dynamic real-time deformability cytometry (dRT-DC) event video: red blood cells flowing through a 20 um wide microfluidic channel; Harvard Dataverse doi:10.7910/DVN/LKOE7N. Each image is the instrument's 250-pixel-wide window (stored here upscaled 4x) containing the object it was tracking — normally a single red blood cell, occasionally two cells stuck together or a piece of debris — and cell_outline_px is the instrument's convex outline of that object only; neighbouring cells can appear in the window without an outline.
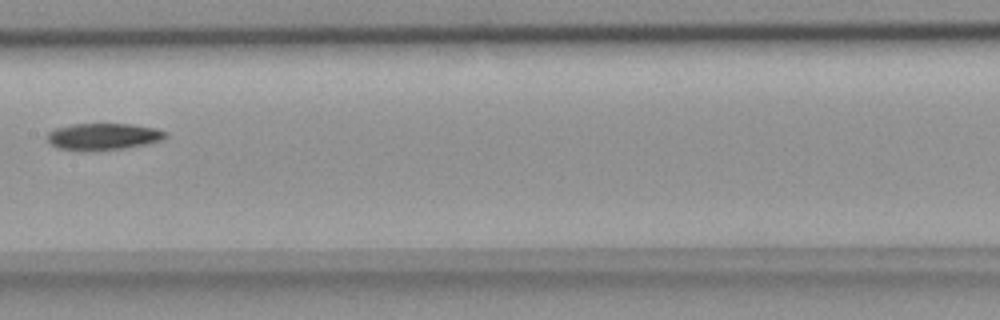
{"species": "common noctule bat (a hibernating species)", "species_latin": "Nyctalus noctula", "temperature_condition": "room temperature", "stored_images_in_passage": 4, "camera_frame_rate_fps": 3000, "um_per_image_px": 0.085, "animal": {"sex": "female", "body_mass_g": 18.4}, "frame": {"image": 1, "passage_image": 4, "time_ms": 1.0, "image_size_px": [1000, 320], "cell_outline_px": [[168, 136], [160, 140], [144, 144], [120, 148], [60, 148], [52, 144], [48, 140], [48, 132], [56, 128], [72, 124], [132, 124], [156, 128], [164, 132]], "centroid_in_image_um": [8.81, 11.55], "position_along_channel_um": 198.6, "area_um2": 17.34}}